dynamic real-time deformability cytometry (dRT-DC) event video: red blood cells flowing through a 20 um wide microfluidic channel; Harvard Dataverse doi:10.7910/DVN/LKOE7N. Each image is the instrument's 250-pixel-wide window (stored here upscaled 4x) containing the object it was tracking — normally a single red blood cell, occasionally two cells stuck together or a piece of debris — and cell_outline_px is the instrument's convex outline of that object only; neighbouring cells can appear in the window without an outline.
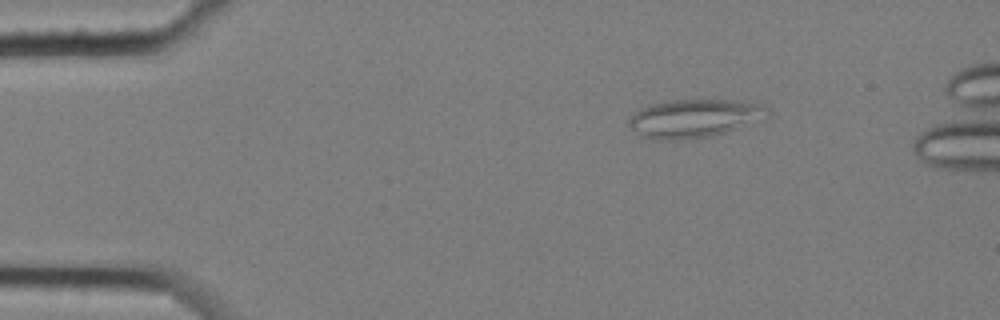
{"species": "common noctule bat (a hibernating species)", "species_latin": "Nyctalus noctula", "temperature_condition": "cold", "stored_images_in_passage": 3, "camera_frame_rate_fps": 3000, "um_per_image_px": 0.085, "animal": {"sex": "female", "body_mass_g": 25.1}, "frame": {"image": 1, "passage_image": 1, "time_ms": 0.0, "image_size_px": [1000, 320], "cell_outline_px": [[772, 112], [764, 120], [712, 136], [672, 140], [660, 140], [640, 136], [628, 124], [628, 120], [640, 108], [648, 104], [668, 100], [732, 100], [760, 104], [768, 108]], "centroid_in_image_um": [59.04, 10.05], "position_along_channel_um": 26.0, "area_um2": 31.1}}